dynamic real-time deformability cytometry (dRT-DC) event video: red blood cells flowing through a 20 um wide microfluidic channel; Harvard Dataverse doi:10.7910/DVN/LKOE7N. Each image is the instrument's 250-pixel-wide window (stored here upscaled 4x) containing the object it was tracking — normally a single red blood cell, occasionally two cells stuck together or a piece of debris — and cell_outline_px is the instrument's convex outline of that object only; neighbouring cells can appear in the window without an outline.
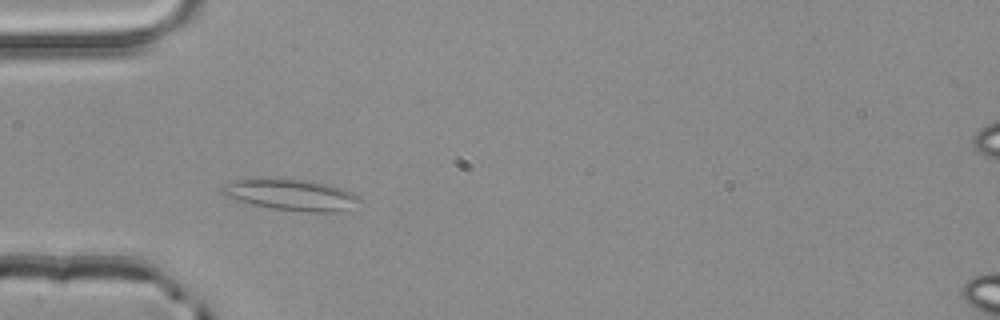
{"species": "common noctule bat (a hibernating species)", "species_latin": "Nyctalus noctula", "temperature_condition": "room temperature", "stored_images_in_passage": 2, "camera_frame_rate_fps": 3000, "um_per_image_px": 0.085, "animal": {"sex": "male", "body_mass_g": 20.4}, "frame": {"image": 1, "passage_image": 2, "time_ms": 0.333, "image_size_px": [1000, 320], "cell_outline_px": [[364, 200], [336, 212], [308, 212], [272, 208], [252, 204], [236, 200], [224, 196], [220, 192], [220, 188], [232, 180], [312, 180], [332, 184], [344, 188], [352, 192]], "centroid_in_image_um": [24.78, 16.56], "position_along_channel_um": 60.2, "area_um2": 24.68}}